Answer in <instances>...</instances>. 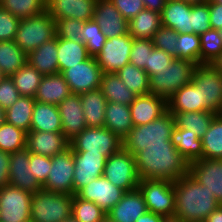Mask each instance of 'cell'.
Instances as JSON below:
<instances>
[{
	"label": "cell",
	"mask_w": 222,
	"mask_h": 222,
	"mask_svg": "<svg viewBox=\"0 0 222 222\" xmlns=\"http://www.w3.org/2000/svg\"><path fill=\"white\" fill-rule=\"evenodd\" d=\"M175 212L181 221L204 222L220 206L206 185L198 183L189 173L174 182Z\"/></svg>",
	"instance_id": "obj_2"
},
{
	"label": "cell",
	"mask_w": 222,
	"mask_h": 222,
	"mask_svg": "<svg viewBox=\"0 0 222 222\" xmlns=\"http://www.w3.org/2000/svg\"><path fill=\"white\" fill-rule=\"evenodd\" d=\"M191 8L192 4L182 0L166 1L161 13L162 26L171 28L178 34H193Z\"/></svg>",
	"instance_id": "obj_25"
},
{
	"label": "cell",
	"mask_w": 222,
	"mask_h": 222,
	"mask_svg": "<svg viewBox=\"0 0 222 222\" xmlns=\"http://www.w3.org/2000/svg\"><path fill=\"white\" fill-rule=\"evenodd\" d=\"M175 58L184 59L200 64V37L198 34H178L175 46Z\"/></svg>",
	"instance_id": "obj_45"
},
{
	"label": "cell",
	"mask_w": 222,
	"mask_h": 222,
	"mask_svg": "<svg viewBox=\"0 0 222 222\" xmlns=\"http://www.w3.org/2000/svg\"><path fill=\"white\" fill-rule=\"evenodd\" d=\"M123 17L130 21L140 11L145 9L144 2L142 0H110Z\"/></svg>",
	"instance_id": "obj_56"
},
{
	"label": "cell",
	"mask_w": 222,
	"mask_h": 222,
	"mask_svg": "<svg viewBox=\"0 0 222 222\" xmlns=\"http://www.w3.org/2000/svg\"><path fill=\"white\" fill-rule=\"evenodd\" d=\"M32 195L11 185L0 189V222H31Z\"/></svg>",
	"instance_id": "obj_11"
},
{
	"label": "cell",
	"mask_w": 222,
	"mask_h": 222,
	"mask_svg": "<svg viewBox=\"0 0 222 222\" xmlns=\"http://www.w3.org/2000/svg\"><path fill=\"white\" fill-rule=\"evenodd\" d=\"M220 38L222 39V29L219 30Z\"/></svg>",
	"instance_id": "obj_69"
},
{
	"label": "cell",
	"mask_w": 222,
	"mask_h": 222,
	"mask_svg": "<svg viewBox=\"0 0 222 222\" xmlns=\"http://www.w3.org/2000/svg\"><path fill=\"white\" fill-rule=\"evenodd\" d=\"M6 122L5 110L0 107V126Z\"/></svg>",
	"instance_id": "obj_64"
},
{
	"label": "cell",
	"mask_w": 222,
	"mask_h": 222,
	"mask_svg": "<svg viewBox=\"0 0 222 222\" xmlns=\"http://www.w3.org/2000/svg\"><path fill=\"white\" fill-rule=\"evenodd\" d=\"M178 40V33L164 26H161L153 36V44L155 48L168 53L175 58V46Z\"/></svg>",
	"instance_id": "obj_51"
},
{
	"label": "cell",
	"mask_w": 222,
	"mask_h": 222,
	"mask_svg": "<svg viewBox=\"0 0 222 222\" xmlns=\"http://www.w3.org/2000/svg\"><path fill=\"white\" fill-rule=\"evenodd\" d=\"M174 128L175 116L167 111L148 124L133 126L122 139V148L135 156L148 145H173L171 135Z\"/></svg>",
	"instance_id": "obj_3"
},
{
	"label": "cell",
	"mask_w": 222,
	"mask_h": 222,
	"mask_svg": "<svg viewBox=\"0 0 222 222\" xmlns=\"http://www.w3.org/2000/svg\"><path fill=\"white\" fill-rule=\"evenodd\" d=\"M29 159L30 152L26 147L10 153L9 185L34 194L42 189V186L30 169Z\"/></svg>",
	"instance_id": "obj_18"
},
{
	"label": "cell",
	"mask_w": 222,
	"mask_h": 222,
	"mask_svg": "<svg viewBox=\"0 0 222 222\" xmlns=\"http://www.w3.org/2000/svg\"><path fill=\"white\" fill-rule=\"evenodd\" d=\"M72 216L78 222H100L106 216V212L96 203L73 195Z\"/></svg>",
	"instance_id": "obj_46"
},
{
	"label": "cell",
	"mask_w": 222,
	"mask_h": 222,
	"mask_svg": "<svg viewBox=\"0 0 222 222\" xmlns=\"http://www.w3.org/2000/svg\"><path fill=\"white\" fill-rule=\"evenodd\" d=\"M204 159H222V115L218 113L201 138Z\"/></svg>",
	"instance_id": "obj_40"
},
{
	"label": "cell",
	"mask_w": 222,
	"mask_h": 222,
	"mask_svg": "<svg viewBox=\"0 0 222 222\" xmlns=\"http://www.w3.org/2000/svg\"><path fill=\"white\" fill-rule=\"evenodd\" d=\"M162 222H185V221H181L176 216H167L163 217Z\"/></svg>",
	"instance_id": "obj_63"
},
{
	"label": "cell",
	"mask_w": 222,
	"mask_h": 222,
	"mask_svg": "<svg viewBox=\"0 0 222 222\" xmlns=\"http://www.w3.org/2000/svg\"><path fill=\"white\" fill-rule=\"evenodd\" d=\"M100 222H114L107 214Z\"/></svg>",
	"instance_id": "obj_66"
},
{
	"label": "cell",
	"mask_w": 222,
	"mask_h": 222,
	"mask_svg": "<svg viewBox=\"0 0 222 222\" xmlns=\"http://www.w3.org/2000/svg\"><path fill=\"white\" fill-rule=\"evenodd\" d=\"M97 0H47V11L52 18H65L89 21L94 18V8Z\"/></svg>",
	"instance_id": "obj_23"
},
{
	"label": "cell",
	"mask_w": 222,
	"mask_h": 222,
	"mask_svg": "<svg viewBox=\"0 0 222 222\" xmlns=\"http://www.w3.org/2000/svg\"><path fill=\"white\" fill-rule=\"evenodd\" d=\"M10 153L0 150V189L9 185Z\"/></svg>",
	"instance_id": "obj_57"
},
{
	"label": "cell",
	"mask_w": 222,
	"mask_h": 222,
	"mask_svg": "<svg viewBox=\"0 0 222 222\" xmlns=\"http://www.w3.org/2000/svg\"><path fill=\"white\" fill-rule=\"evenodd\" d=\"M93 19L107 39L129 33L128 21L110 0H97Z\"/></svg>",
	"instance_id": "obj_19"
},
{
	"label": "cell",
	"mask_w": 222,
	"mask_h": 222,
	"mask_svg": "<svg viewBox=\"0 0 222 222\" xmlns=\"http://www.w3.org/2000/svg\"><path fill=\"white\" fill-rule=\"evenodd\" d=\"M3 75H2V73H1V71H0V81L3 79Z\"/></svg>",
	"instance_id": "obj_70"
},
{
	"label": "cell",
	"mask_w": 222,
	"mask_h": 222,
	"mask_svg": "<svg viewBox=\"0 0 222 222\" xmlns=\"http://www.w3.org/2000/svg\"><path fill=\"white\" fill-rule=\"evenodd\" d=\"M189 174L198 183L206 185L222 205V159L201 158L193 161L189 163Z\"/></svg>",
	"instance_id": "obj_17"
},
{
	"label": "cell",
	"mask_w": 222,
	"mask_h": 222,
	"mask_svg": "<svg viewBox=\"0 0 222 222\" xmlns=\"http://www.w3.org/2000/svg\"><path fill=\"white\" fill-rule=\"evenodd\" d=\"M191 26L194 34H202L211 29L208 2L194 4L191 8Z\"/></svg>",
	"instance_id": "obj_49"
},
{
	"label": "cell",
	"mask_w": 222,
	"mask_h": 222,
	"mask_svg": "<svg viewBox=\"0 0 222 222\" xmlns=\"http://www.w3.org/2000/svg\"><path fill=\"white\" fill-rule=\"evenodd\" d=\"M161 26V13L146 8L128 21L129 34L134 39L152 40Z\"/></svg>",
	"instance_id": "obj_33"
},
{
	"label": "cell",
	"mask_w": 222,
	"mask_h": 222,
	"mask_svg": "<svg viewBox=\"0 0 222 222\" xmlns=\"http://www.w3.org/2000/svg\"><path fill=\"white\" fill-rule=\"evenodd\" d=\"M129 107L134 126L148 124L168 111L167 99L152 93L136 96Z\"/></svg>",
	"instance_id": "obj_21"
},
{
	"label": "cell",
	"mask_w": 222,
	"mask_h": 222,
	"mask_svg": "<svg viewBox=\"0 0 222 222\" xmlns=\"http://www.w3.org/2000/svg\"><path fill=\"white\" fill-rule=\"evenodd\" d=\"M171 142L188 163L203 158L202 141L192 131L178 128L175 125L171 135Z\"/></svg>",
	"instance_id": "obj_32"
},
{
	"label": "cell",
	"mask_w": 222,
	"mask_h": 222,
	"mask_svg": "<svg viewBox=\"0 0 222 222\" xmlns=\"http://www.w3.org/2000/svg\"><path fill=\"white\" fill-rule=\"evenodd\" d=\"M73 195L40 189L32 195L31 222H63L72 216Z\"/></svg>",
	"instance_id": "obj_4"
},
{
	"label": "cell",
	"mask_w": 222,
	"mask_h": 222,
	"mask_svg": "<svg viewBox=\"0 0 222 222\" xmlns=\"http://www.w3.org/2000/svg\"><path fill=\"white\" fill-rule=\"evenodd\" d=\"M116 73L126 87L137 96L150 93L149 76L144 69L137 68L134 64L128 63Z\"/></svg>",
	"instance_id": "obj_39"
},
{
	"label": "cell",
	"mask_w": 222,
	"mask_h": 222,
	"mask_svg": "<svg viewBox=\"0 0 222 222\" xmlns=\"http://www.w3.org/2000/svg\"><path fill=\"white\" fill-rule=\"evenodd\" d=\"M130 107L125 104L107 102L104 127L114 132L121 140L133 128Z\"/></svg>",
	"instance_id": "obj_31"
},
{
	"label": "cell",
	"mask_w": 222,
	"mask_h": 222,
	"mask_svg": "<svg viewBox=\"0 0 222 222\" xmlns=\"http://www.w3.org/2000/svg\"><path fill=\"white\" fill-rule=\"evenodd\" d=\"M154 47L155 46L151 39L133 38L129 63L134 64L137 68H141L146 71V64H148L149 54L152 52Z\"/></svg>",
	"instance_id": "obj_48"
},
{
	"label": "cell",
	"mask_w": 222,
	"mask_h": 222,
	"mask_svg": "<svg viewBox=\"0 0 222 222\" xmlns=\"http://www.w3.org/2000/svg\"><path fill=\"white\" fill-rule=\"evenodd\" d=\"M70 148L76 153H100L108 158L122 148V140L105 127H86L70 141Z\"/></svg>",
	"instance_id": "obj_7"
},
{
	"label": "cell",
	"mask_w": 222,
	"mask_h": 222,
	"mask_svg": "<svg viewBox=\"0 0 222 222\" xmlns=\"http://www.w3.org/2000/svg\"><path fill=\"white\" fill-rule=\"evenodd\" d=\"M210 12V25L212 29H222V5L219 3H213L211 0H207Z\"/></svg>",
	"instance_id": "obj_58"
},
{
	"label": "cell",
	"mask_w": 222,
	"mask_h": 222,
	"mask_svg": "<svg viewBox=\"0 0 222 222\" xmlns=\"http://www.w3.org/2000/svg\"><path fill=\"white\" fill-rule=\"evenodd\" d=\"M195 67L192 61L174 58L167 68L149 77L150 93L169 99L191 82Z\"/></svg>",
	"instance_id": "obj_5"
},
{
	"label": "cell",
	"mask_w": 222,
	"mask_h": 222,
	"mask_svg": "<svg viewBox=\"0 0 222 222\" xmlns=\"http://www.w3.org/2000/svg\"><path fill=\"white\" fill-rule=\"evenodd\" d=\"M167 105L171 114L202 111L200 87L190 82L167 99Z\"/></svg>",
	"instance_id": "obj_30"
},
{
	"label": "cell",
	"mask_w": 222,
	"mask_h": 222,
	"mask_svg": "<svg viewBox=\"0 0 222 222\" xmlns=\"http://www.w3.org/2000/svg\"><path fill=\"white\" fill-rule=\"evenodd\" d=\"M138 189L143 194L147 210L164 217L174 216V182L159 179L140 180Z\"/></svg>",
	"instance_id": "obj_10"
},
{
	"label": "cell",
	"mask_w": 222,
	"mask_h": 222,
	"mask_svg": "<svg viewBox=\"0 0 222 222\" xmlns=\"http://www.w3.org/2000/svg\"><path fill=\"white\" fill-rule=\"evenodd\" d=\"M42 77L43 75L36 68L26 63L11 76V79L21 96L34 98Z\"/></svg>",
	"instance_id": "obj_41"
},
{
	"label": "cell",
	"mask_w": 222,
	"mask_h": 222,
	"mask_svg": "<svg viewBox=\"0 0 222 222\" xmlns=\"http://www.w3.org/2000/svg\"><path fill=\"white\" fill-rule=\"evenodd\" d=\"M26 148L30 153L53 157L70 148V141L63 133L29 131Z\"/></svg>",
	"instance_id": "obj_22"
},
{
	"label": "cell",
	"mask_w": 222,
	"mask_h": 222,
	"mask_svg": "<svg viewBox=\"0 0 222 222\" xmlns=\"http://www.w3.org/2000/svg\"><path fill=\"white\" fill-rule=\"evenodd\" d=\"M102 74L103 71L97 64L96 58L91 56L61 73L72 94H81L100 88Z\"/></svg>",
	"instance_id": "obj_13"
},
{
	"label": "cell",
	"mask_w": 222,
	"mask_h": 222,
	"mask_svg": "<svg viewBox=\"0 0 222 222\" xmlns=\"http://www.w3.org/2000/svg\"><path fill=\"white\" fill-rule=\"evenodd\" d=\"M87 127H104L107 100L100 88L80 94Z\"/></svg>",
	"instance_id": "obj_28"
},
{
	"label": "cell",
	"mask_w": 222,
	"mask_h": 222,
	"mask_svg": "<svg viewBox=\"0 0 222 222\" xmlns=\"http://www.w3.org/2000/svg\"><path fill=\"white\" fill-rule=\"evenodd\" d=\"M71 94L68 83L58 73L42 77L34 99L42 103L58 105Z\"/></svg>",
	"instance_id": "obj_27"
},
{
	"label": "cell",
	"mask_w": 222,
	"mask_h": 222,
	"mask_svg": "<svg viewBox=\"0 0 222 222\" xmlns=\"http://www.w3.org/2000/svg\"><path fill=\"white\" fill-rule=\"evenodd\" d=\"M20 19L0 5V41L15 39Z\"/></svg>",
	"instance_id": "obj_52"
},
{
	"label": "cell",
	"mask_w": 222,
	"mask_h": 222,
	"mask_svg": "<svg viewBox=\"0 0 222 222\" xmlns=\"http://www.w3.org/2000/svg\"><path fill=\"white\" fill-rule=\"evenodd\" d=\"M27 63V54L14 40L0 41V71L4 77H11Z\"/></svg>",
	"instance_id": "obj_37"
},
{
	"label": "cell",
	"mask_w": 222,
	"mask_h": 222,
	"mask_svg": "<svg viewBox=\"0 0 222 222\" xmlns=\"http://www.w3.org/2000/svg\"><path fill=\"white\" fill-rule=\"evenodd\" d=\"M21 97L11 77L0 81V107L5 111Z\"/></svg>",
	"instance_id": "obj_54"
},
{
	"label": "cell",
	"mask_w": 222,
	"mask_h": 222,
	"mask_svg": "<svg viewBox=\"0 0 222 222\" xmlns=\"http://www.w3.org/2000/svg\"><path fill=\"white\" fill-rule=\"evenodd\" d=\"M57 37L45 42L27 55V63L43 76L59 73Z\"/></svg>",
	"instance_id": "obj_26"
},
{
	"label": "cell",
	"mask_w": 222,
	"mask_h": 222,
	"mask_svg": "<svg viewBox=\"0 0 222 222\" xmlns=\"http://www.w3.org/2000/svg\"><path fill=\"white\" fill-rule=\"evenodd\" d=\"M56 37V23L50 13L20 19L14 42L28 55Z\"/></svg>",
	"instance_id": "obj_6"
},
{
	"label": "cell",
	"mask_w": 222,
	"mask_h": 222,
	"mask_svg": "<svg viewBox=\"0 0 222 222\" xmlns=\"http://www.w3.org/2000/svg\"><path fill=\"white\" fill-rule=\"evenodd\" d=\"M100 90L107 102L120 103L130 106L136 94L129 90L117 73H103Z\"/></svg>",
	"instance_id": "obj_35"
},
{
	"label": "cell",
	"mask_w": 222,
	"mask_h": 222,
	"mask_svg": "<svg viewBox=\"0 0 222 222\" xmlns=\"http://www.w3.org/2000/svg\"><path fill=\"white\" fill-rule=\"evenodd\" d=\"M218 113L214 111L176 112L175 125L178 128L192 131L201 139Z\"/></svg>",
	"instance_id": "obj_36"
},
{
	"label": "cell",
	"mask_w": 222,
	"mask_h": 222,
	"mask_svg": "<svg viewBox=\"0 0 222 222\" xmlns=\"http://www.w3.org/2000/svg\"><path fill=\"white\" fill-rule=\"evenodd\" d=\"M30 169L39 182L43 186L51 168V157L30 153Z\"/></svg>",
	"instance_id": "obj_53"
},
{
	"label": "cell",
	"mask_w": 222,
	"mask_h": 222,
	"mask_svg": "<svg viewBox=\"0 0 222 222\" xmlns=\"http://www.w3.org/2000/svg\"><path fill=\"white\" fill-rule=\"evenodd\" d=\"M213 3H219L222 5V0H211Z\"/></svg>",
	"instance_id": "obj_68"
},
{
	"label": "cell",
	"mask_w": 222,
	"mask_h": 222,
	"mask_svg": "<svg viewBox=\"0 0 222 222\" xmlns=\"http://www.w3.org/2000/svg\"><path fill=\"white\" fill-rule=\"evenodd\" d=\"M162 215L147 211L145 214L141 215L135 222H162Z\"/></svg>",
	"instance_id": "obj_60"
},
{
	"label": "cell",
	"mask_w": 222,
	"mask_h": 222,
	"mask_svg": "<svg viewBox=\"0 0 222 222\" xmlns=\"http://www.w3.org/2000/svg\"><path fill=\"white\" fill-rule=\"evenodd\" d=\"M200 37V64H210L222 53V39L219 30L209 29Z\"/></svg>",
	"instance_id": "obj_44"
},
{
	"label": "cell",
	"mask_w": 222,
	"mask_h": 222,
	"mask_svg": "<svg viewBox=\"0 0 222 222\" xmlns=\"http://www.w3.org/2000/svg\"><path fill=\"white\" fill-rule=\"evenodd\" d=\"M138 175L143 179L175 182L189 173V163L173 145H148L135 155Z\"/></svg>",
	"instance_id": "obj_1"
},
{
	"label": "cell",
	"mask_w": 222,
	"mask_h": 222,
	"mask_svg": "<svg viewBox=\"0 0 222 222\" xmlns=\"http://www.w3.org/2000/svg\"><path fill=\"white\" fill-rule=\"evenodd\" d=\"M145 8L158 13H162L166 0H142Z\"/></svg>",
	"instance_id": "obj_59"
},
{
	"label": "cell",
	"mask_w": 222,
	"mask_h": 222,
	"mask_svg": "<svg viewBox=\"0 0 222 222\" xmlns=\"http://www.w3.org/2000/svg\"><path fill=\"white\" fill-rule=\"evenodd\" d=\"M56 37L81 41V32L83 30V21L77 19L65 18L56 20Z\"/></svg>",
	"instance_id": "obj_50"
},
{
	"label": "cell",
	"mask_w": 222,
	"mask_h": 222,
	"mask_svg": "<svg viewBox=\"0 0 222 222\" xmlns=\"http://www.w3.org/2000/svg\"><path fill=\"white\" fill-rule=\"evenodd\" d=\"M58 65L59 73L71 66L88 59L86 45L82 41H72L57 37Z\"/></svg>",
	"instance_id": "obj_34"
},
{
	"label": "cell",
	"mask_w": 222,
	"mask_h": 222,
	"mask_svg": "<svg viewBox=\"0 0 222 222\" xmlns=\"http://www.w3.org/2000/svg\"><path fill=\"white\" fill-rule=\"evenodd\" d=\"M103 176L125 192L137 189L141 180L135 156L123 148L106 159Z\"/></svg>",
	"instance_id": "obj_8"
},
{
	"label": "cell",
	"mask_w": 222,
	"mask_h": 222,
	"mask_svg": "<svg viewBox=\"0 0 222 222\" xmlns=\"http://www.w3.org/2000/svg\"><path fill=\"white\" fill-rule=\"evenodd\" d=\"M147 211L143 194L137 188L126 191L122 199L106 214L114 222H135Z\"/></svg>",
	"instance_id": "obj_24"
},
{
	"label": "cell",
	"mask_w": 222,
	"mask_h": 222,
	"mask_svg": "<svg viewBox=\"0 0 222 222\" xmlns=\"http://www.w3.org/2000/svg\"><path fill=\"white\" fill-rule=\"evenodd\" d=\"M132 43L133 37L129 33L106 40L99 54L95 56L103 73H116L129 63Z\"/></svg>",
	"instance_id": "obj_14"
},
{
	"label": "cell",
	"mask_w": 222,
	"mask_h": 222,
	"mask_svg": "<svg viewBox=\"0 0 222 222\" xmlns=\"http://www.w3.org/2000/svg\"><path fill=\"white\" fill-rule=\"evenodd\" d=\"M35 101L33 97L21 96L5 111L6 122L28 133L31 130V119Z\"/></svg>",
	"instance_id": "obj_38"
},
{
	"label": "cell",
	"mask_w": 222,
	"mask_h": 222,
	"mask_svg": "<svg viewBox=\"0 0 222 222\" xmlns=\"http://www.w3.org/2000/svg\"><path fill=\"white\" fill-rule=\"evenodd\" d=\"M73 195L93 179L103 176L106 157L100 153H76L73 151Z\"/></svg>",
	"instance_id": "obj_16"
},
{
	"label": "cell",
	"mask_w": 222,
	"mask_h": 222,
	"mask_svg": "<svg viewBox=\"0 0 222 222\" xmlns=\"http://www.w3.org/2000/svg\"><path fill=\"white\" fill-rule=\"evenodd\" d=\"M63 222H78L73 216L65 219Z\"/></svg>",
	"instance_id": "obj_67"
},
{
	"label": "cell",
	"mask_w": 222,
	"mask_h": 222,
	"mask_svg": "<svg viewBox=\"0 0 222 222\" xmlns=\"http://www.w3.org/2000/svg\"><path fill=\"white\" fill-rule=\"evenodd\" d=\"M218 72L222 74V53L210 63Z\"/></svg>",
	"instance_id": "obj_62"
},
{
	"label": "cell",
	"mask_w": 222,
	"mask_h": 222,
	"mask_svg": "<svg viewBox=\"0 0 222 222\" xmlns=\"http://www.w3.org/2000/svg\"><path fill=\"white\" fill-rule=\"evenodd\" d=\"M0 5L19 19L37 16L47 10V0H1Z\"/></svg>",
	"instance_id": "obj_42"
},
{
	"label": "cell",
	"mask_w": 222,
	"mask_h": 222,
	"mask_svg": "<svg viewBox=\"0 0 222 222\" xmlns=\"http://www.w3.org/2000/svg\"><path fill=\"white\" fill-rule=\"evenodd\" d=\"M26 134L23 129L4 122L0 126V150L13 153L23 149L26 147Z\"/></svg>",
	"instance_id": "obj_43"
},
{
	"label": "cell",
	"mask_w": 222,
	"mask_h": 222,
	"mask_svg": "<svg viewBox=\"0 0 222 222\" xmlns=\"http://www.w3.org/2000/svg\"><path fill=\"white\" fill-rule=\"evenodd\" d=\"M107 37L103 34L100 26L94 19L83 23L81 41L86 45L88 54L95 57L101 51Z\"/></svg>",
	"instance_id": "obj_47"
},
{
	"label": "cell",
	"mask_w": 222,
	"mask_h": 222,
	"mask_svg": "<svg viewBox=\"0 0 222 222\" xmlns=\"http://www.w3.org/2000/svg\"><path fill=\"white\" fill-rule=\"evenodd\" d=\"M191 82L200 87L202 111L220 113L222 109V74L211 64L196 65Z\"/></svg>",
	"instance_id": "obj_9"
},
{
	"label": "cell",
	"mask_w": 222,
	"mask_h": 222,
	"mask_svg": "<svg viewBox=\"0 0 222 222\" xmlns=\"http://www.w3.org/2000/svg\"><path fill=\"white\" fill-rule=\"evenodd\" d=\"M57 107L61 116L62 133L71 141L87 127L80 94H71Z\"/></svg>",
	"instance_id": "obj_20"
},
{
	"label": "cell",
	"mask_w": 222,
	"mask_h": 222,
	"mask_svg": "<svg viewBox=\"0 0 222 222\" xmlns=\"http://www.w3.org/2000/svg\"><path fill=\"white\" fill-rule=\"evenodd\" d=\"M74 159L71 148L51 157V168L42 189L73 195Z\"/></svg>",
	"instance_id": "obj_12"
},
{
	"label": "cell",
	"mask_w": 222,
	"mask_h": 222,
	"mask_svg": "<svg viewBox=\"0 0 222 222\" xmlns=\"http://www.w3.org/2000/svg\"><path fill=\"white\" fill-rule=\"evenodd\" d=\"M173 60V56L154 47L152 52L149 54L148 64H146L147 75L150 77L151 75H154L156 71H162L167 68L168 64H170Z\"/></svg>",
	"instance_id": "obj_55"
},
{
	"label": "cell",
	"mask_w": 222,
	"mask_h": 222,
	"mask_svg": "<svg viewBox=\"0 0 222 222\" xmlns=\"http://www.w3.org/2000/svg\"><path fill=\"white\" fill-rule=\"evenodd\" d=\"M30 131L62 133L61 116L57 105L35 101Z\"/></svg>",
	"instance_id": "obj_29"
},
{
	"label": "cell",
	"mask_w": 222,
	"mask_h": 222,
	"mask_svg": "<svg viewBox=\"0 0 222 222\" xmlns=\"http://www.w3.org/2000/svg\"><path fill=\"white\" fill-rule=\"evenodd\" d=\"M182 1L194 5V4L203 3L207 0H182Z\"/></svg>",
	"instance_id": "obj_65"
},
{
	"label": "cell",
	"mask_w": 222,
	"mask_h": 222,
	"mask_svg": "<svg viewBox=\"0 0 222 222\" xmlns=\"http://www.w3.org/2000/svg\"><path fill=\"white\" fill-rule=\"evenodd\" d=\"M124 194V190L113 185L104 176H100L81 188L75 195L82 200L96 203L107 213Z\"/></svg>",
	"instance_id": "obj_15"
},
{
	"label": "cell",
	"mask_w": 222,
	"mask_h": 222,
	"mask_svg": "<svg viewBox=\"0 0 222 222\" xmlns=\"http://www.w3.org/2000/svg\"><path fill=\"white\" fill-rule=\"evenodd\" d=\"M204 222H222V205L216 208Z\"/></svg>",
	"instance_id": "obj_61"
}]
</instances>
